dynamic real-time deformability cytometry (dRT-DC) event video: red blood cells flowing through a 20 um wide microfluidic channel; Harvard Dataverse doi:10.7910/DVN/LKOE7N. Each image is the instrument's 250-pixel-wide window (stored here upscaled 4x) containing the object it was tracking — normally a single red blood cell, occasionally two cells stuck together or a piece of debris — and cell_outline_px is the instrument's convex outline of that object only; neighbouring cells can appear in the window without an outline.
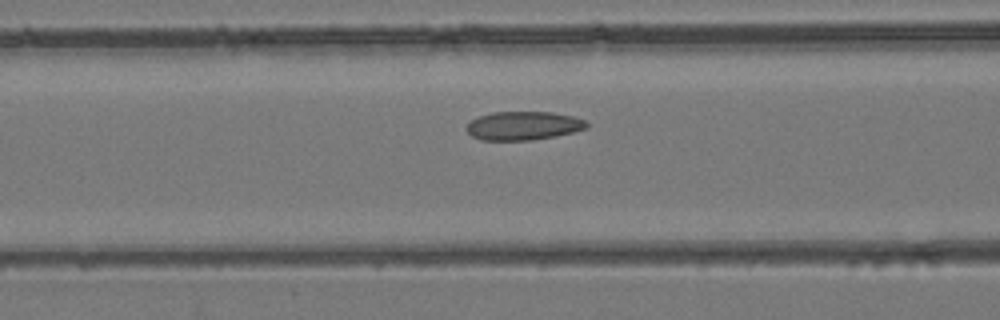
{"species": "common noctule bat (a hibernating species)", "species_latin": "Nyctalus noctula", "temperature_condition": "room temperature", "stored_images_in_passage": 34, "camera_frame_rate_fps": 3000, "um_per_image_px": 0.085, "animal": {"sex": "female", "body_mass_g": 24.6, "forearm_length_mm": 56.2}, "frame": {"image": 1, "passage_image": 7, "time_ms": 2.0, "image_size_px": [1000, 320], "cell_outline_px": [[588, 128], [556, 136], [532, 140], [480, 140], [472, 136], [464, 128], [472, 120], [480, 116], [492, 112], [552, 112], [572, 116], [584, 120], [588, 124]], "centroid_in_image_um": [44.47, 10.69], "position_along_channel_um": 122.1, "area_um2": 20.0}}
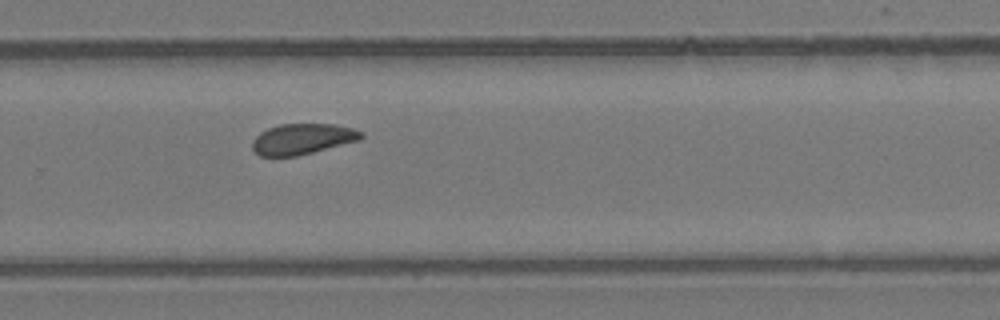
{"frame": {"image": 2, "passage_image": 19, "time_ms": 6.0, "image_size_px": [1000, 320], "cell_outline_px": [[364, 136], [360, 140], [296, 156], [260, 156], [252, 148], [252, 140], [260, 132], [268, 128], [280, 124], [336, 124], [352, 128], [364, 132]], "centroid_in_image_um": [25.72, 11.8], "position_along_channel_um": 304.1, "area_um2": 19.48}}
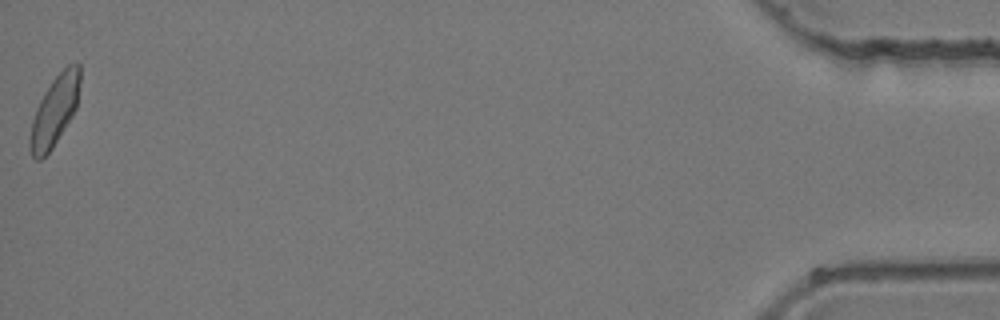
{"frame": {"image": 3, "passage_image": 34, "time_ms": 11.0, "image_size_px": [1000, 320], "cell_outline_px": [[80, 80], [76, 108], [72, 116], [52, 148], [40, 160], [36, 160], [32, 156], [28, 144], [28, 140], [32, 120], [36, 108], [44, 92], [52, 80], [68, 64], [80, 64]], "centroid_in_image_um": [4.62, 9.43], "position_along_channel_um": 430.6, "area_um2": 20.23}}